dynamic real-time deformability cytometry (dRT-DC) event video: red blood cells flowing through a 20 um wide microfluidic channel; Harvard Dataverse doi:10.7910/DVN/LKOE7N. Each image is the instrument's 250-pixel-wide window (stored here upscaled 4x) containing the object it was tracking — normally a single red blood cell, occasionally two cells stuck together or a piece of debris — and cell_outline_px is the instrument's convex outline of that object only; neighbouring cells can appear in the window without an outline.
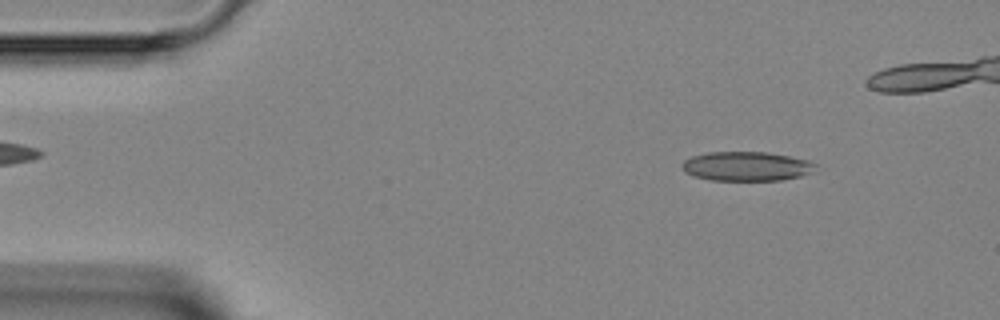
{"species": "Egyptian fruit bat (a non-hibernating species)", "species_latin": "Rousettus aegyptiacus", "temperature_condition": "room temperature", "stored_images_in_passage": 38, "camera_frame_rate_fps": 3000, "um_per_image_px": 0.085, "animal": {"sex": "female"}, "frame": {"image": 1, "passage_image": 3, "time_ms": 0.667, "image_size_px": [1000, 320], "cell_outline_px": [[816, 164], [808, 172], [800, 176], [780, 180], [712, 180], [692, 176], [684, 172], [680, 168], [680, 164], [684, 160], [692, 156], [708, 152], [768, 152], [808, 160]], "centroid_in_image_um": [63.35, 14.13], "position_along_channel_um": 21.7, "area_um2": 22.66}}
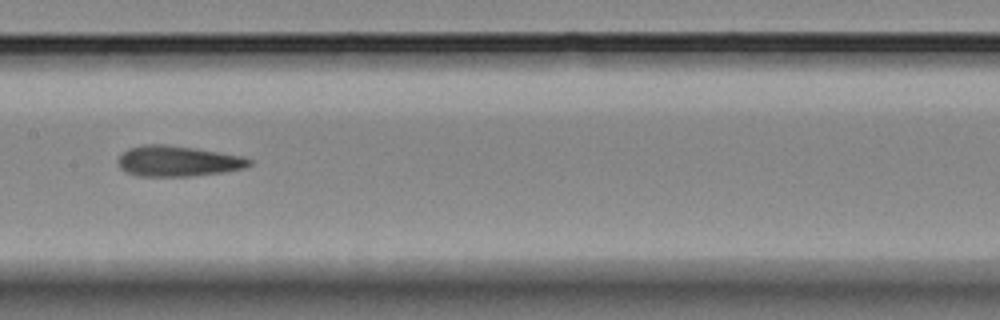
{"frame": {"image": 2, "passage_image": 20, "time_ms": 6.333, "image_size_px": [1000, 320], "cell_outline_px": [[252, 164], [244, 168], [224, 172], [192, 176], [136, 176], [120, 168], [116, 164], [116, 160], [128, 148], [144, 144], [168, 144], [196, 148], [244, 156], [252, 160]], "centroid_in_image_um": [15.12, 13.69], "position_along_channel_um": 192.3, "area_um2": 23.7}}
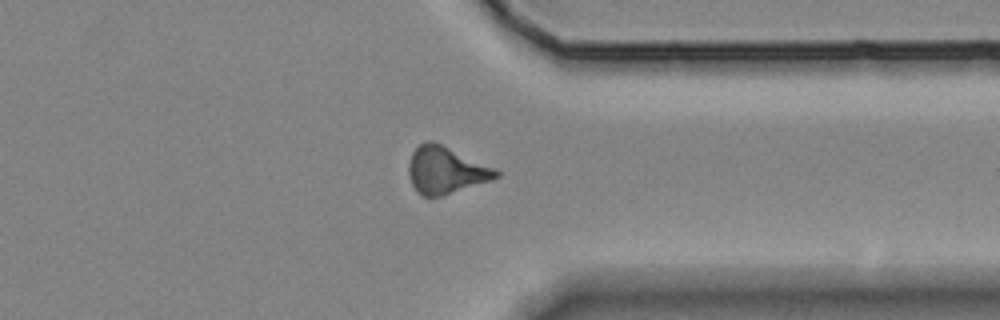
{"frame": {"image": 3, "passage_image": 33, "time_ms": 10.667, "image_size_px": [1000, 320], "cell_outline_px": [[500, 176], [492, 180], [444, 196], [420, 196], [416, 192], [408, 176], [408, 164], [412, 152], [420, 144], [428, 140], [432, 140], [492, 168], [500, 172]], "centroid_in_image_um": [37.84, 14.5], "position_along_channel_um": 373.6, "area_um2": 23.76}}